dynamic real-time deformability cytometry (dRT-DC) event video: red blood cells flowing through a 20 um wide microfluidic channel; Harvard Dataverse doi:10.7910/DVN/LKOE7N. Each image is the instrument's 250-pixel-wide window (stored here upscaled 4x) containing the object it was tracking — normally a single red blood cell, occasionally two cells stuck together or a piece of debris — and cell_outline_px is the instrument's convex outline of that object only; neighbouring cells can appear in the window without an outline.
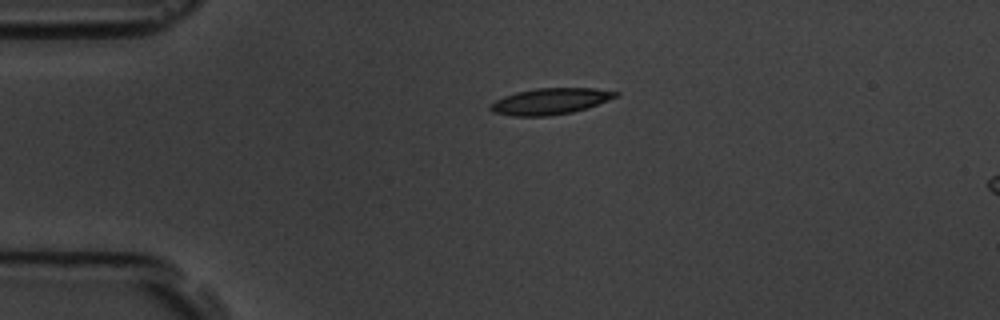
{"species": "common noctule bat (a hibernating species)", "species_latin": "Nyctalus noctula", "temperature_condition": "room temperature", "stored_images_in_passage": 3, "segment_of_instrument_passage": [1, 2], "camera_frame_rate_fps": 3000, "um_per_image_px": 0.085, "animal": {"sex": "male", "body_mass_g": 19.5, "forearm_length_mm": 54.6}, "frame": {"image": 1, "passage_image": 1, "time_ms": 0.0, "image_size_px": [1000, 320], "cell_outline_px": [[620, 96], [588, 108], [572, 112], [548, 116], [512, 116], [492, 112], [488, 108], [496, 100], [504, 96], [516, 92], [536, 88], [596, 88], [620, 92]], "centroid_in_image_um": [46.81, 8.61], "position_along_channel_um": 38.2, "area_um2": 19.31}}